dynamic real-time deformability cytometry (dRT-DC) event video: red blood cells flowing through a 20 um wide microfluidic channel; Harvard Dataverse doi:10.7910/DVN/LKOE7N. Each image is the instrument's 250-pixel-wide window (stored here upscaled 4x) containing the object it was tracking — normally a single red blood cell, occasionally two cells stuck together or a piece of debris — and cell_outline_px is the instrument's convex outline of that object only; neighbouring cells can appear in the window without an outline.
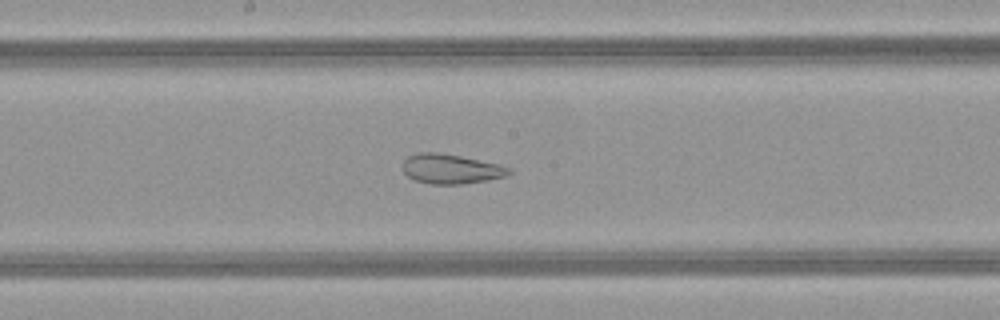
{"species": "common noctule bat (a hibernating species)", "species_latin": "Nyctalus noctula", "temperature_condition": "warm", "stored_images_in_passage": 50, "camera_frame_rate_fps": 3000, "um_per_image_px": 0.085, "animal": {"sex": "female", "body_mass_g": 21.9}, "frame": {"image": 1, "passage_image": 27, "time_ms": 8.667, "image_size_px": [1000, 320], "cell_outline_px": [[512, 172], [504, 176], [488, 180], [460, 184], [428, 184], [412, 180], [400, 168], [404, 160], [408, 156], [416, 152], [440, 152], [500, 164], [512, 168]], "centroid_in_image_um": [38.28, 14.35], "position_along_channel_um": 209.9, "area_um2": 18.67}}
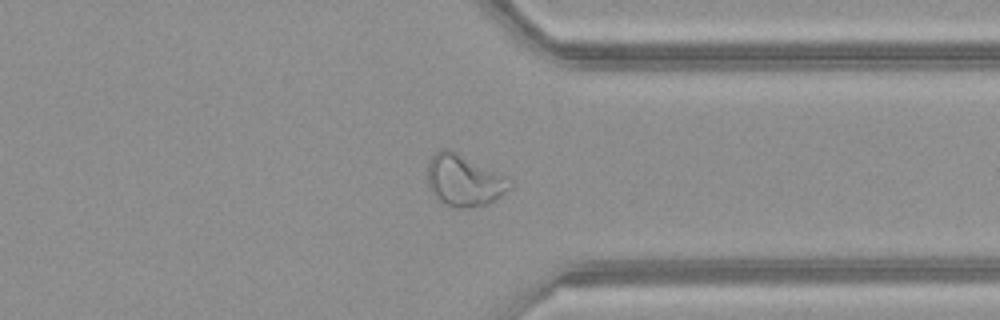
{"frame": {"image": 2, "passage_image": 39, "time_ms": 12.667, "image_size_px": [1000, 320], "cell_outline_px": [[512, 188], [496, 200], [488, 204], [468, 208], [452, 208], [444, 204], [428, 188], [428, 160], [440, 148], [452, 148], [504, 176], [512, 184]], "centroid_in_image_um": [39.43, 15.33], "position_along_channel_um": 372.0, "area_um2": 25.03}}
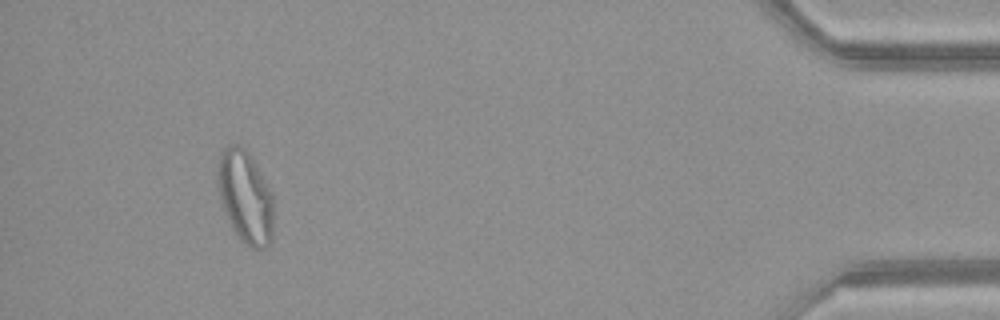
{"frame": {"image": 3, "passage_image": 47, "time_ms": 15.333, "image_size_px": [1000, 320], "cell_outline_px": [[272, 244], [264, 248], [252, 248], [240, 240], [224, 208], [220, 196], [216, 180], [216, 176], [220, 156], [224, 148], [228, 144], [240, 144], [248, 152], [272, 192]], "centroid_in_image_um": [20.86, 16.71], "position_along_channel_um": 414.3, "area_um2": 29.77}, "authors_computed_cell_mechanics": {"area_um2": 27.7729, "velocity_mm_per_s": 4.1245, "shape_relaxation_time_tau1_ms": null, "shape_relaxation_time_tau2_ms": 1.7998, "deformation_change_tau1": null, "deformation_change_tau2": 0.0914}}